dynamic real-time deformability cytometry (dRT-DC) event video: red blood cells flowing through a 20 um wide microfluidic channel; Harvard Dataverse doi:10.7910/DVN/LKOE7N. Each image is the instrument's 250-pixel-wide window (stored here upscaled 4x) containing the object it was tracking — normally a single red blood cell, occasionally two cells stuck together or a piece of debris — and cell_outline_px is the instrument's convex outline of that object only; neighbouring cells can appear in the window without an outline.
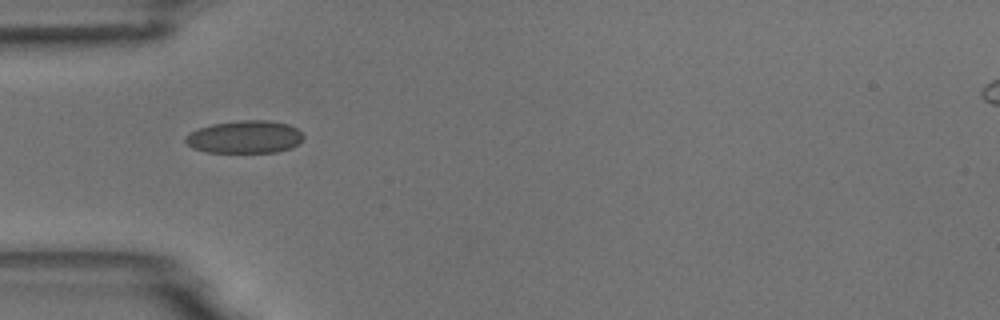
{"species": "common noctule bat (a hibernating species)", "species_latin": "Nyctalus noctula", "temperature_condition": "room temperature", "stored_images_in_passage": 39, "camera_frame_rate_fps": 3000, "um_per_image_px": 0.085, "animal": {"sex": "male", "body_mass_g": 18.8}, "frame": {"image": 1, "passage_image": 1, "time_ms": 0.0, "image_size_px": [1000, 320], "cell_outline_px": [[304, 140], [300, 144], [292, 148], [276, 152], [208, 152], [192, 148], [184, 140], [184, 136], [200, 128], [212, 124], [240, 120], [268, 120], [288, 124], [296, 128], [304, 136]], "centroid_in_image_um": [20.85, 11.64], "position_along_channel_um": 64.2, "area_um2": 22.54}}
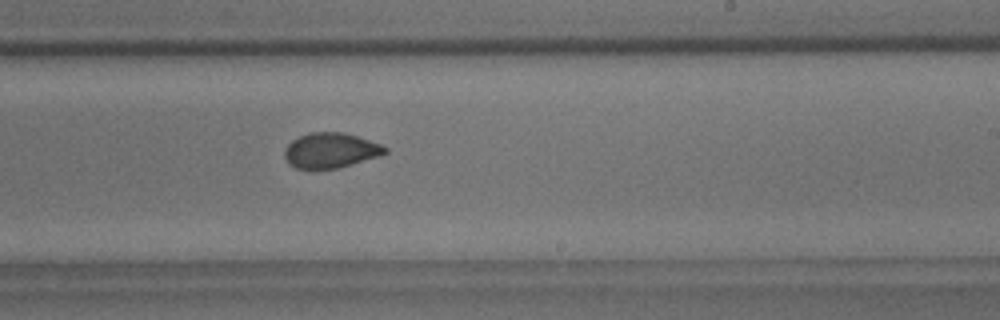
{"frame": {"image": 2, "passage_image": 17, "time_ms": 5.333, "image_size_px": [1000, 320], "cell_outline_px": [[388, 152], [340, 168], [312, 172], [296, 168], [288, 164], [284, 156], [284, 148], [292, 140], [308, 132], [344, 132], [380, 144], [388, 148]], "centroid_in_image_um": [28.02, 12.82], "position_along_channel_um": 261.0, "area_um2": 21.04}}
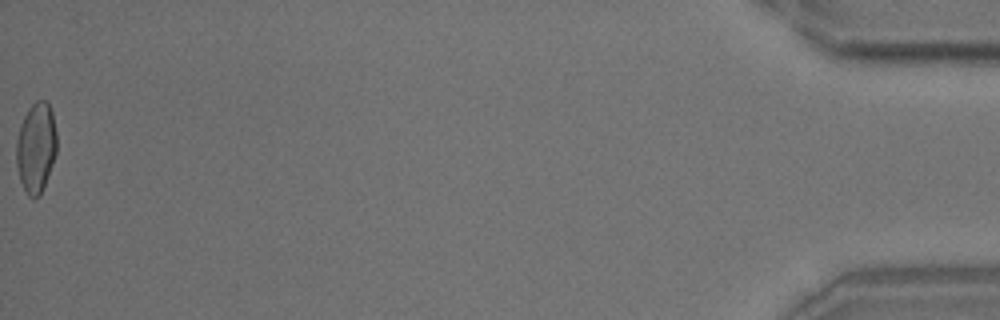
{"frame": {"image": 3, "passage_image": 39, "time_ms": 12.667, "image_size_px": [1000, 320], "cell_outline_px": [[56, 152], [44, 188], [40, 196], [32, 200], [28, 196], [20, 180], [16, 164], [16, 140], [20, 124], [28, 108], [36, 100], [44, 100], [48, 104], [52, 112], [56, 132]], "centroid_in_image_um": [3.05, 12.57], "position_along_channel_um": 432.2, "area_um2": 21.39}, "authors_computed_cell_mechanics": {"area_um2": 21.0392, "velocity_mm_per_s": 3.6918, "shape_relaxation_time_tau1_ms": 5.9226, "shape_relaxation_time_tau2_ms": 1.1416, "deformation_change_tau1": 0.1289, "deformation_change_tau2": 0.0527}}